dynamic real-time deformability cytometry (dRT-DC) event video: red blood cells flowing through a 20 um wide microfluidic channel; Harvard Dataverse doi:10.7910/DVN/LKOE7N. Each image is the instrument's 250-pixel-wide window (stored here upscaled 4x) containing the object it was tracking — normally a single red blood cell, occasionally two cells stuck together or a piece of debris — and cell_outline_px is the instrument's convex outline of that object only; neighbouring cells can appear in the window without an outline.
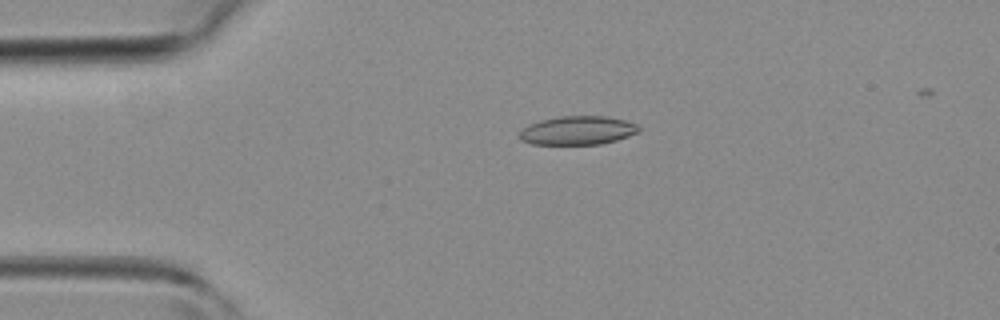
{"species": "common noctule bat (a hibernating species)", "species_latin": "Nyctalus noctula", "temperature_condition": "room temperature", "stored_images_in_passage": 42, "camera_frame_rate_fps": 3000, "um_per_image_px": 0.085, "animal": {"sex": "female", "body_mass_g": 19.3, "forearm_length_mm": 54.1}, "frame": {"image": 1, "passage_image": 9, "time_ms": 2.667, "image_size_px": [1000, 320], "cell_outline_px": [[640, 132], [616, 140], [600, 144], [532, 144], [520, 140], [520, 128], [528, 124], [540, 120], [560, 116], [608, 116], [624, 120], [636, 124], [640, 128]], "centroid_in_image_um": [49.08, 11.08], "position_along_channel_um": 35.9, "area_um2": 20.06}}
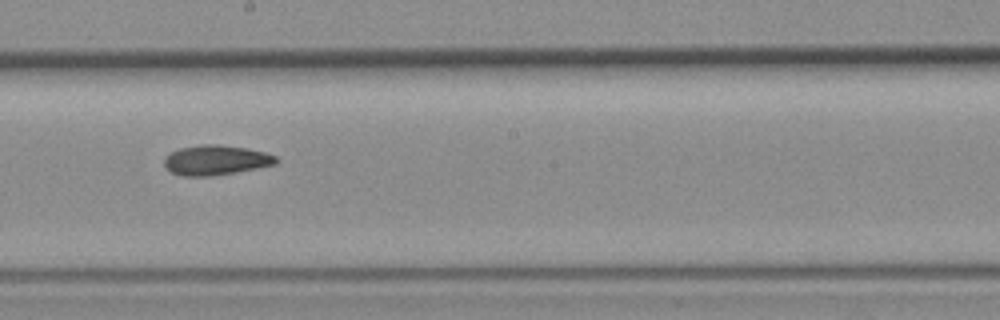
{"frame": {"image": 2, "passage_image": 23, "time_ms": 7.333, "image_size_px": [1000, 320], "cell_outline_px": [[280, 160], [276, 164], [236, 172], [208, 176], [180, 176], [172, 172], [164, 164], [164, 160], [172, 152], [180, 148], [200, 144], [216, 144], [244, 148], [264, 152], [276, 156]], "centroid_in_image_um": [18.36, 13.61], "position_along_channel_um": 229.8, "area_um2": 19.25}}
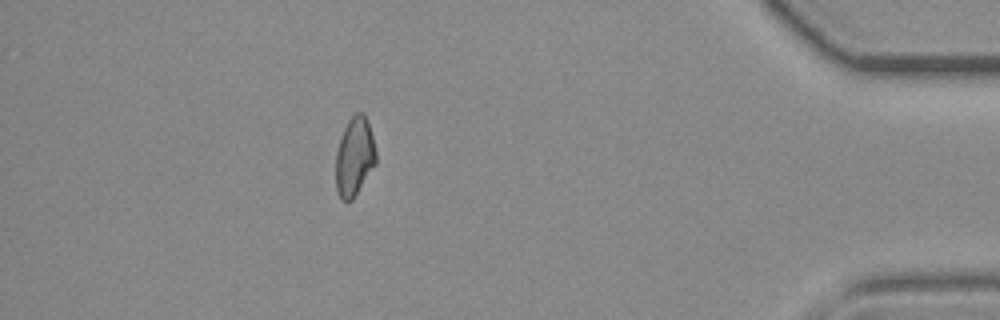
{"frame": {"image": 3, "passage_image": 37, "time_ms": 12.0, "image_size_px": [1000, 320], "cell_outline_px": [[376, 164], [352, 200], [340, 200], [336, 188], [336, 152], [344, 128], [348, 120], [356, 112], [364, 112], [372, 136], [376, 152]], "centroid_in_image_um": [30.13, 13.32], "position_along_channel_um": 405.1, "area_um2": 18.32}}